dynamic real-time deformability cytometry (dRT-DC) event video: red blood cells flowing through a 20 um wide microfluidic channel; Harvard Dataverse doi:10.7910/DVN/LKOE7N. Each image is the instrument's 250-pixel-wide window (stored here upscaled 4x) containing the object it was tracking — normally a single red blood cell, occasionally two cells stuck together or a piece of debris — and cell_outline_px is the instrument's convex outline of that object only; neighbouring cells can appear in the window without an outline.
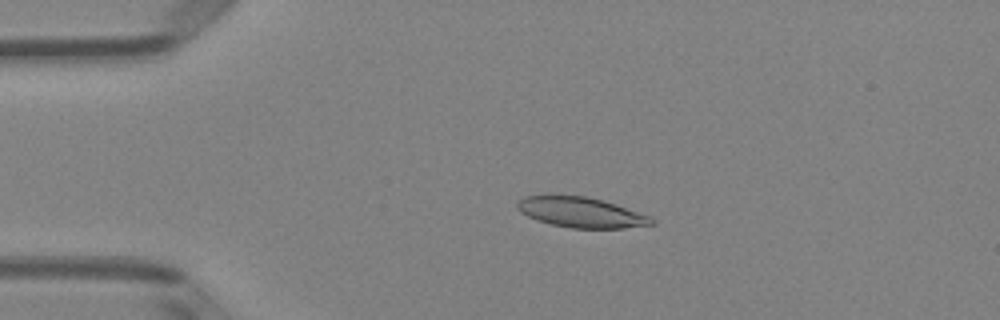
{"species": "Egyptian fruit bat (a non-hibernating species)", "species_latin": "Rousettus aegyptiacus", "temperature_condition": "room temperature", "stored_images_in_passage": 51, "camera_frame_rate_fps": 3000, "um_per_image_px": 0.085, "animal": {"sex": "female"}, "frame": {"image": 1, "passage_image": 11, "time_ms": 3.333, "image_size_px": [1000, 320], "cell_outline_px": [[656, 224], [624, 228], [572, 228], [552, 224], [536, 220], [520, 212], [516, 208], [516, 200], [524, 196], [548, 192], [584, 196], [604, 200], [652, 216], [656, 220]], "centroid_in_image_um": [49.34, 18.0], "position_along_channel_um": 35.7, "area_um2": 24.68}}
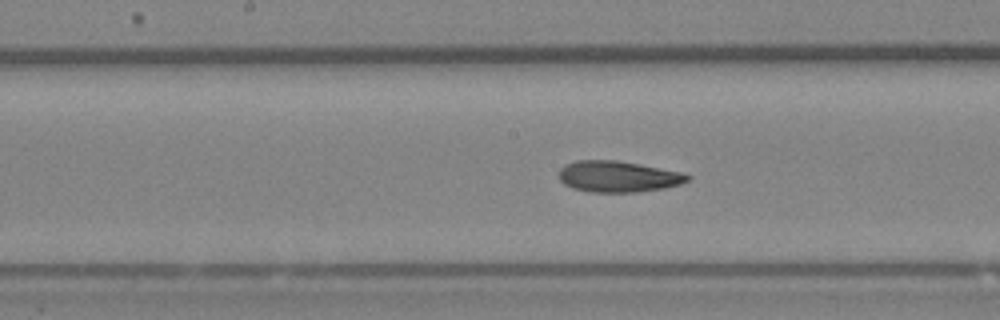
{"frame": {"image": 2, "passage_image": 26, "time_ms": 8.333, "image_size_px": [1000, 320], "cell_outline_px": [[692, 176], [688, 180], [680, 184], [664, 188], [636, 192], [588, 192], [572, 188], [564, 184], [560, 180], [560, 168], [564, 164], [576, 160], [616, 160], [640, 164], [680, 172]], "centroid_in_image_um": [52.5, 15.0], "position_along_channel_um": 195.7, "area_um2": 23.35}}
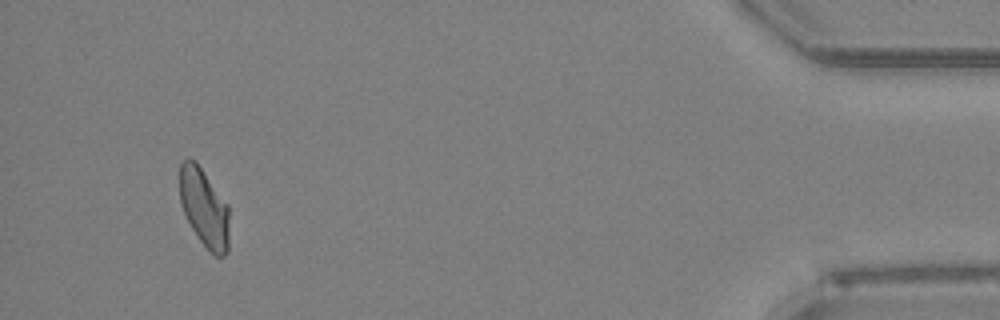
{"frame": {"image": 3, "passage_image": 48, "time_ms": 15.667, "image_size_px": [1000, 320], "cell_outline_px": [[228, 252], [224, 256], [216, 256], [200, 240], [192, 228], [180, 204], [180, 164], [188, 156], [196, 160], [228, 204]], "centroid_in_image_um": [17.35, 17.6], "position_along_channel_um": 417.8, "area_um2": 22.6}, "authors_computed_cell_mechanics": {"area_um2": 23.5824, "velocity_mm_per_s": 3.9885, "shape_relaxation_time_tau1_ms": 5.9583, "shape_relaxation_time_tau2_ms": 3.1598, "deformation_change_tau1": 0.155, "deformation_change_tau2": 0.1085}}